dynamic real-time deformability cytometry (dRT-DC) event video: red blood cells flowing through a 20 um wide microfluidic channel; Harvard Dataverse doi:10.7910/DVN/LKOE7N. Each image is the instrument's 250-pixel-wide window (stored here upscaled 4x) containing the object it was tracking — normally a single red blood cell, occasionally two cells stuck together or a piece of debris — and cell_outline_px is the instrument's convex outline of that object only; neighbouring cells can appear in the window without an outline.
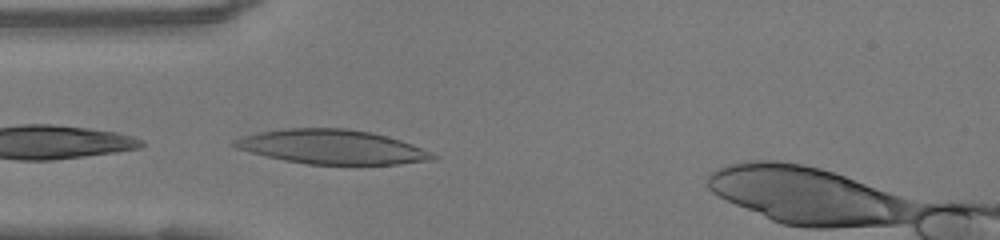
{"species": "human", "species_latin": "Homo sapiens", "temperature_condition": "warm", "stored_images_in_passage": 2, "camera_frame_rate_fps": 3000, "um_per_image_px": 0.085, "donor": {"sex": "female"}, "frame": {"image": 1, "passage_image": 2, "time_ms": 0.333, "image_size_px": [1000, 240], "cell_outline_px": [[440, 156], [436, 160], [400, 164], [308, 164], [284, 160], [236, 148], [232, 144], [232, 140], [244, 136], [260, 132], [288, 128], [348, 128], [372, 132], [400, 140], [412, 144]], "centroid_in_image_um": [28.28, 12.48], "position_along_channel_um": 56.7, "area_um2": 39.48}}